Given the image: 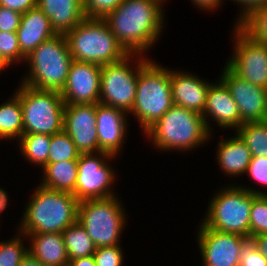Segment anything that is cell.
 <instances>
[{"mask_svg":"<svg viewBox=\"0 0 267 266\" xmlns=\"http://www.w3.org/2000/svg\"><path fill=\"white\" fill-rule=\"evenodd\" d=\"M44 175L41 186L58 191L74 193L78 175V160H65L47 163L43 167Z\"/></svg>","mask_w":267,"mask_h":266,"instance_id":"cb8c5ba5","label":"cell"},{"mask_svg":"<svg viewBox=\"0 0 267 266\" xmlns=\"http://www.w3.org/2000/svg\"><path fill=\"white\" fill-rule=\"evenodd\" d=\"M65 36L72 59L76 61L103 66L129 54L103 18L86 17Z\"/></svg>","mask_w":267,"mask_h":266,"instance_id":"3957f363","label":"cell"},{"mask_svg":"<svg viewBox=\"0 0 267 266\" xmlns=\"http://www.w3.org/2000/svg\"><path fill=\"white\" fill-rule=\"evenodd\" d=\"M123 257L120 245L97 247L93 253L96 266H122Z\"/></svg>","mask_w":267,"mask_h":266,"instance_id":"836d02e7","label":"cell"},{"mask_svg":"<svg viewBox=\"0 0 267 266\" xmlns=\"http://www.w3.org/2000/svg\"><path fill=\"white\" fill-rule=\"evenodd\" d=\"M173 105L203 114L210 84L189 73L170 71Z\"/></svg>","mask_w":267,"mask_h":266,"instance_id":"d6986e66","label":"cell"},{"mask_svg":"<svg viewBox=\"0 0 267 266\" xmlns=\"http://www.w3.org/2000/svg\"><path fill=\"white\" fill-rule=\"evenodd\" d=\"M235 130L245 142L252 157L267 158V120L247 122Z\"/></svg>","mask_w":267,"mask_h":266,"instance_id":"4316f807","label":"cell"},{"mask_svg":"<svg viewBox=\"0 0 267 266\" xmlns=\"http://www.w3.org/2000/svg\"><path fill=\"white\" fill-rule=\"evenodd\" d=\"M56 34L66 35L85 18L82 0H37Z\"/></svg>","mask_w":267,"mask_h":266,"instance_id":"44dd1931","label":"cell"},{"mask_svg":"<svg viewBox=\"0 0 267 266\" xmlns=\"http://www.w3.org/2000/svg\"><path fill=\"white\" fill-rule=\"evenodd\" d=\"M62 266H72L70 263L64 264Z\"/></svg>","mask_w":267,"mask_h":266,"instance_id":"7dc6e473","label":"cell"},{"mask_svg":"<svg viewBox=\"0 0 267 266\" xmlns=\"http://www.w3.org/2000/svg\"><path fill=\"white\" fill-rule=\"evenodd\" d=\"M262 185H267V158L252 157L246 174Z\"/></svg>","mask_w":267,"mask_h":266,"instance_id":"74e56055","label":"cell"},{"mask_svg":"<svg viewBox=\"0 0 267 266\" xmlns=\"http://www.w3.org/2000/svg\"><path fill=\"white\" fill-rule=\"evenodd\" d=\"M120 204L115 196L79 202L77 220L96 248L118 245L126 216Z\"/></svg>","mask_w":267,"mask_h":266,"instance_id":"9c48e42d","label":"cell"},{"mask_svg":"<svg viewBox=\"0 0 267 266\" xmlns=\"http://www.w3.org/2000/svg\"><path fill=\"white\" fill-rule=\"evenodd\" d=\"M65 249L69 260L92 256L95 245L92 239L77 220L62 232Z\"/></svg>","mask_w":267,"mask_h":266,"instance_id":"d4e9b609","label":"cell"},{"mask_svg":"<svg viewBox=\"0 0 267 266\" xmlns=\"http://www.w3.org/2000/svg\"><path fill=\"white\" fill-rule=\"evenodd\" d=\"M126 111L96 103V129L99 152L116 156L122 147L126 132Z\"/></svg>","mask_w":267,"mask_h":266,"instance_id":"e0dca14e","label":"cell"},{"mask_svg":"<svg viewBox=\"0 0 267 266\" xmlns=\"http://www.w3.org/2000/svg\"><path fill=\"white\" fill-rule=\"evenodd\" d=\"M16 33L20 50L26 57L41 43L56 35L49 18L38 6L22 14Z\"/></svg>","mask_w":267,"mask_h":266,"instance_id":"ffe728a7","label":"cell"},{"mask_svg":"<svg viewBox=\"0 0 267 266\" xmlns=\"http://www.w3.org/2000/svg\"><path fill=\"white\" fill-rule=\"evenodd\" d=\"M161 150H189L209 138L204 118L192 110L173 105L146 132ZM149 135V136H148Z\"/></svg>","mask_w":267,"mask_h":266,"instance_id":"5b68a950","label":"cell"},{"mask_svg":"<svg viewBox=\"0 0 267 266\" xmlns=\"http://www.w3.org/2000/svg\"><path fill=\"white\" fill-rule=\"evenodd\" d=\"M8 242H0V266H20L27 255L28 249L23 247L22 239L15 236Z\"/></svg>","mask_w":267,"mask_h":266,"instance_id":"d6a6232c","label":"cell"},{"mask_svg":"<svg viewBox=\"0 0 267 266\" xmlns=\"http://www.w3.org/2000/svg\"><path fill=\"white\" fill-rule=\"evenodd\" d=\"M32 238L28 252L44 266H62L69 263L62 233H22Z\"/></svg>","mask_w":267,"mask_h":266,"instance_id":"7402d4cb","label":"cell"},{"mask_svg":"<svg viewBox=\"0 0 267 266\" xmlns=\"http://www.w3.org/2000/svg\"><path fill=\"white\" fill-rule=\"evenodd\" d=\"M99 154L100 157H97ZM80 154L78 158V175L73 195L77 200L103 199L113 197L110 186L113 184L114 170L105 159L112 158L109 153ZM95 155V156H94Z\"/></svg>","mask_w":267,"mask_h":266,"instance_id":"8fae6325","label":"cell"},{"mask_svg":"<svg viewBox=\"0 0 267 266\" xmlns=\"http://www.w3.org/2000/svg\"><path fill=\"white\" fill-rule=\"evenodd\" d=\"M238 26L253 40L267 45V6L253 11Z\"/></svg>","mask_w":267,"mask_h":266,"instance_id":"f546056e","label":"cell"},{"mask_svg":"<svg viewBox=\"0 0 267 266\" xmlns=\"http://www.w3.org/2000/svg\"><path fill=\"white\" fill-rule=\"evenodd\" d=\"M19 140L20 150L26 159L42 167L48 163L51 135L23 134Z\"/></svg>","mask_w":267,"mask_h":266,"instance_id":"83f0119b","label":"cell"},{"mask_svg":"<svg viewBox=\"0 0 267 266\" xmlns=\"http://www.w3.org/2000/svg\"><path fill=\"white\" fill-rule=\"evenodd\" d=\"M161 4L160 0H124L103 19L128 53L142 56L162 31Z\"/></svg>","mask_w":267,"mask_h":266,"instance_id":"6da1fadb","label":"cell"},{"mask_svg":"<svg viewBox=\"0 0 267 266\" xmlns=\"http://www.w3.org/2000/svg\"><path fill=\"white\" fill-rule=\"evenodd\" d=\"M0 60L6 66L14 61H26V56L20 50L16 32L0 31Z\"/></svg>","mask_w":267,"mask_h":266,"instance_id":"1f68e13d","label":"cell"},{"mask_svg":"<svg viewBox=\"0 0 267 266\" xmlns=\"http://www.w3.org/2000/svg\"><path fill=\"white\" fill-rule=\"evenodd\" d=\"M124 0H82L83 11L88 18H104Z\"/></svg>","mask_w":267,"mask_h":266,"instance_id":"e575fe53","label":"cell"},{"mask_svg":"<svg viewBox=\"0 0 267 266\" xmlns=\"http://www.w3.org/2000/svg\"><path fill=\"white\" fill-rule=\"evenodd\" d=\"M200 226L197 238L203 266H239L241 245L247 237Z\"/></svg>","mask_w":267,"mask_h":266,"instance_id":"5bb4252c","label":"cell"},{"mask_svg":"<svg viewBox=\"0 0 267 266\" xmlns=\"http://www.w3.org/2000/svg\"><path fill=\"white\" fill-rule=\"evenodd\" d=\"M23 135V111L20 97L15 93L13 98L0 105V138L12 139Z\"/></svg>","mask_w":267,"mask_h":266,"instance_id":"484cf974","label":"cell"},{"mask_svg":"<svg viewBox=\"0 0 267 266\" xmlns=\"http://www.w3.org/2000/svg\"><path fill=\"white\" fill-rule=\"evenodd\" d=\"M202 116L208 131H210L208 116H211L212 120L214 118L218 125L223 128L234 127L238 129L244 124L241 121L237 104L221 80L217 84L210 83Z\"/></svg>","mask_w":267,"mask_h":266,"instance_id":"ac0fdd59","label":"cell"},{"mask_svg":"<svg viewBox=\"0 0 267 266\" xmlns=\"http://www.w3.org/2000/svg\"><path fill=\"white\" fill-rule=\"evenodd\" d=\"M7 193L0 188V212H2L7 207L8 197Z\"/></svg>","mask_w":267,"mask_h":266,"instance_id":"f6af8a7d","label":"cell"},{"mask_svg":"<svg viewBox=\"0 0 267 266\" xmlns=\"http://www.w3.org/2000/svg\"><path fill=\"white\" fill-rule=\"evenodd\" d=\"M221 81L226 85L238 107L243 123L267 120V89L236 75L227 65Z\"/></svg>","mask_w":267,"mask_h":266,"instance_id":"4fadbf2b","label":"cell"},{"mask_svg":"<svg viewBox=\"0 0 267 266\" xmlns=\"http://www.w3.org/2000/svg\"><path fill=\"white\" fill-rule=\"evenodd\" d=\"M72 266H96L93 255L89 257L77 258L74 260H69Z\"/></svg>","mask_w":267,"mask_h":266,"instance_id":"7bdbcfd3","label":"cell"},{"mask_svg":"<svg viewBox=\"0 0 267 266\" xmlns=\"http://www.w3.org/2000/svg\"><path fill=\"white\" fill-rule=\"evenodd\" d=\"M26 61L30 64V74L22 84L61 92L73 61L66 36L56 34L44 41L26 57Z\"/></svg>","mask_w":267,"mask_h":266,"instance_id":"277c9868","label":"cell"},{"mask_svg":"<svg viewBox=\"0 0 267 266\" xmlns=\"http://www.w3.org/2000/svg\"><path fill=\"white\" fill-rule=\"evenodd\" d=\"M101 67L95 63L72 61L66 84L60 92L65 104L99 103Z\"/></svg>","mask_w":267,"mask_h":266,"instance_id":"9a60e30c","label":"cell"},{"mask_svg":"<svg viewBox=\"0 0 267 266\" xmlns=\"http://www.w3.org/2000/svg\"><path fill=\"white\" fill-rule=\"evenodd\" d=\"M237 1V3L242 4L244 6L243 11L240 16V18L237 21L236 25H239L248 15H250L253 11L262 8L264 6H267V0H234Z\"/></svg>","mask_w":267,"mask_h":266,"instance_id":"ab89813d","label":"cell"},{"mask_svg":"<svg viewBox=\"0 0 267 266\" xmlns=\"http://www.w3.org/2000/svg\"><path fill=\"white\" fill-rule=\"evenodd\" d=\"M267 234V195H255L250 212V238Z\"/></svg>","mask_w":267,"mask_h":266,"instance_id":"4dcf8cb0","label":"cell"},{"mask_svg":"<svg viewBox=\"0 0 267 266\" xmlns=\"http://www.w3.org/2000/svg\"><path fill=\"white\" fill-rule=\"evenodd\" d=\"M16 94L23 111V134L53 135L63 130L65 102L58 91L20 85Z\"/></svg>","mask_w":267,"mask_h":266,"instance_id":"ba28073f","label":"cell"},{"mask_svg":"<svg viewBox=\"0 0 267 266\" xmlns=\"http://www.w3.org/2000/svg\"><path fill=\"white\" fill-rule=\"evenodd\" d=\"M218 143L217 159L223 172L232 176L246 173L252 155L241 137L237 134L229 140Z\"/></svg>","mask_w":267,"mask_h":266,"instance_id":"603a6c76","label":"cell"},{"mask_svg":"<svg viewBox=\"0 0 267 266\" xmlns=\"http://www.w3.org/2000/svg\"><path fill=\"white\" fill-rule=\"evenodd\" d=\"M239 266H267V259L258 251L252 238H247L241 245Z\"/></svg>","mask_w":267,"mask_h":266,"instance_id":"d590c367","label":"cell"},{"mask_svg":"<svg viewBox=\"0 0 267 266\" xmlns=\"http://www.w3.org/2000/svg\"><path fill=\"white\" fill-rule=\"evenodd\" d=\"M0 6L7 7L23 14L29 9L36 7L37 0H0Z\"/></svg>","mask_w":267,"mask_h":266,"instance_id":"f35d334b","label":"cell"},{"mask_svg":"<svg viewBox=\"0 0 267 266\" xmlns=\"http://www.w3.org/2000/svg\"><path fill=\"white\" fill-rule=\"evenodd\" d=\"M172 106L170 70L148 60L139 70L135 101L130 112L146 132Z\"/></svg>","mask_w":267,"mask_h":266,"instance_id":"8992f818","label":"cell"},{"mask_svg":"<svg viewBox=\"0 0 267 266\" xmlns=\"http://www.w3.org/2000/svg\"><path fill=\"white\" fill-rule=\"evenodd\" d=\"M96 104H66L63 130L81 154L99 153Z\"/></svg>","mask_w":267,"mask_h":266,"instance_id":"2e32d148","label":"cell"},{"mask_svg":"<svg viewBox=\"0 0 267 266\" xmlns=\"http://www.w3.org/2000/svg\"><path fill=\"white\" fill-rule=\"evenodd\" d=\"M28 203L20 233H62L77 221L79 201L72 193L39 185Z\"/></svg>","mask_w":267,"mask_h":266,"instance_id":"7a4b0ae2","label":"cell"},{"mask_svg":"<svg viewBox=\"0 0 267 266\" xmlns=\"http://www.w3.org/2000/svg\"><path fill=\"white\" fill-rule=\"evenodd\" d=\"M255 195L267 193L231 186L217 193L210 201L203 225L216 231L250 238V212Z\"/></svg>","mask_w":267,"mask_h":266,"instance_id":"52a82bcc","label":"cell"},{"mask_svg":"<svg viewBox=\"0 0 267 266\" xmlns=\"http://www.w3.org/2000/svg\"><path fill=\"white\" fill-rule=\"evenodd\" d=\"M236 46L227 66L239 77L267 89V45L259 43L235 25Z\"/></svg>","mask_w":267,"mask_h":266,"instance_id":"7c38bea8","label":"cell"},{"mask_svg":"<svg viewBox=\"0 0 267 266\" xmlns=\"http://www.w3.org/2000/svg\"><path fill=\"white\" fill-rule=\"evenodd\" d=\"M22 14L0 6V31L16 32L21 23Z\"/></svg>","mask_w":267,"mask_h":266,"instance_id":"8d00e7d4","label":"cell"},{"mask_svg":"<svg viewBox=\"0 0 267 266\" xmlns=\"http://www.w3.org/2000/svg\"><path fill=\"white\" fill-rule=\"evenodd\" d=\"M138 56V53H129L123 59L105 64L101 67V85L99 103L119 108L130 114L133 107L139 70L148 62L139 58L135 67L130 68V57Z\"/></svg>","mask_w":267,"mask_h":266,"instance_id":"30bf717a","label":"cell"},{"mask_svg":"<svg viewBox=\"0 0 267 266\" xmlns=\"http://www.w3.org/2000/svg\"><path fill=\"white\" fill-rule=\"evenodd\" d=\"M252 240L258 251L267 259V234L253 236Z\"/></svg>","mask_w":267,"mask_h":266,"instance_id":"60d3db41","label":"cell"},{"mask_svg":"<svg viewBox=\"0 0 267 266\" xmlns=\"http://www.w3.org/2000/svg\"><path fill=\"white\" fill-rule=\"evenodd\" d=\"M20 266H44L35 257H33L29 252L20 262Z\"/></svg>","mask_w":267,"mask_h":266,"instance_id":"ee69618b","label":"cell"},{"mask_svg":"<svg viewBox=\"0 0 267 266\" xmlns=\"http://www.w3.org/2000/svg\"><path fill=\"white\" fill-rule=\"evenodd\" d=\"M192 2H194L197 7L199 6L205 10H207V9L212 10L216 7H219V5H221L220 3L222 1L221 0H192Z\"/></svg>","mask_w":267,"mask_h":266,"instance_id":"b9f144b4","label":"cell"},{"mask_svg":"<svg viewBox=\"0 0 267 266\" xmlns=\"http://www.w3.org/2000/svg\"><path fill=\"white\" fill-rule=\"evenodd\" d=\"M5 67L7 68V66L0 60V72H1V70H3Z\"/></svg>","mask_w":267,"mask_h":266,"instance_id":"bcb514c9","label":"cell"},{"mask_svg":"<svg viewBox=\"0 0 267 266\" xmlns=\"http://www.w3.org/2000/svg\"><path fill=\"white\" fill-rule=\"evenodd\" d=\"M80 154L81 153L64 130L51 136L48 163L78 160Z\"/></svg>","mask_w":267,"mask_h":266,"instance_id":"f1b7e54d","label":"cell"}]
</instances>
